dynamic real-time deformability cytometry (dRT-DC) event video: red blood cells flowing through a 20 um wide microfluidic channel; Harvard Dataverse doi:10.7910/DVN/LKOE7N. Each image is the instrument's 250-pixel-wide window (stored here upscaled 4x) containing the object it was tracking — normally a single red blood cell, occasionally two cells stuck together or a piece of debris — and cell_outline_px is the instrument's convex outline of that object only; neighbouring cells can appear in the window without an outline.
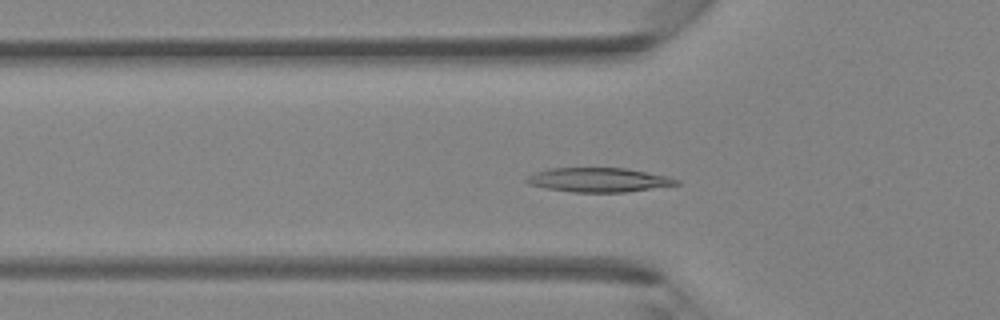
{"species": "Egyptian fruit bat (a non-hibernating species)", "species_latin": "Rousettus aegyptiacus", "temperature_condition": "room temperature", "stored_images_in_passage": 39, "camera_frame_rate_fps": 3000, "um_per_image_px": 0.085, "animal": {"sex": "female"}, "frame": {"image": 1, "passage_image": 11, "time_ms": 3.333, "image_size_px": [1000, 320], "cell_outline_px": [[680, 184], [624, 192], [572, 192], [544, 188], [528, 184], [524, 180], [528, 176], [536, 172], [548, 168], [624, 168], [668, 176], [680, 180]], "centroid_in_image_um": [50.85, 15.29], "position_along_channel_um": 74.9, "area_um2": 21.1}}
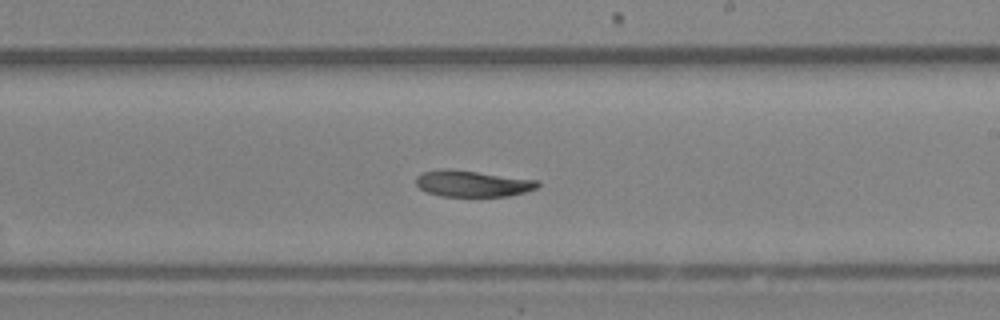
{"frame": {"image": 2, "passage_image": 22, "time_ms": 7.0, "image_size_px": [1000, 320], "cell_outline_px": [[540, 184], [536, 188], [524, 192], [508, 196], [440, 196], [428, 192], [420, 188], [416, 184], [416, 176], [424, 172], [444, 168], [448, 168], [540, 180]], "centroid_in_image_um": [40.17, 15.6], "position_along_channel_um": 248.8, "area_um2": 18.61}}
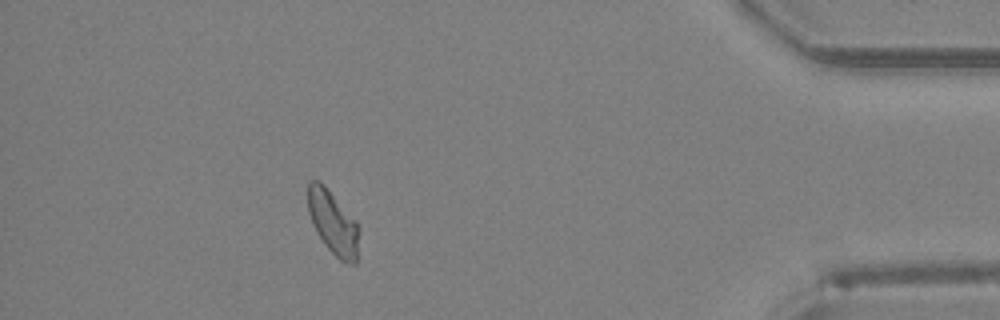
{"frame": {"image": 3, "passage_image": 35, "time_ms": 11.333, "image_size_px": [1000, 320], "cell_outline_px": [[360, 228], [356, 264], [352, 264], [340, 260], [324, 244], [316, 232], [312, 224], [308, 212], [308, 180], [320, 180], [324, 184], [356, 220]], "centroid_in_image_um": [28.31, 18.91], "position_along_channel_um": 406.9, "area_um2": 19.19}}